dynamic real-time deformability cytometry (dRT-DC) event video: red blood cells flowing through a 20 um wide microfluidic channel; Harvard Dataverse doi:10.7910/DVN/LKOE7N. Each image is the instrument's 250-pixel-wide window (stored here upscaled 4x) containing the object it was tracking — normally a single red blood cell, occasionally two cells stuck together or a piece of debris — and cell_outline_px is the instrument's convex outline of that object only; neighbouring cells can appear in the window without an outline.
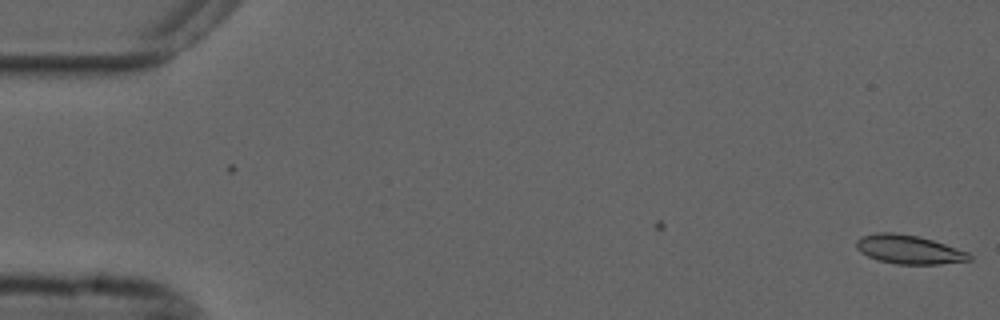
{"species": "common noctule bat (a hibernating species)", "species_latin": "Nyctalus noctula", "temperature_condition": "cold", "stored_images_in_passage": 10, "camera_frame_rate_fps": 3000, "um_per_image_px": 0.085, "animal": {"sex": "male", "forearm_length_mm": 52.5}, "frame": {"image": 1, "passage_image": 10, "time_ms": 3.0, "image_size_px": [1000, 320], "cell_outline_px": [[972, 260], [940, 264], [896, 264], [876, 260], [860, 252], [856, 248], [856, 240], [860, 236], [876, 232], [892, 232], [916, 236], [932, 240], [968, 252], [972, 256]], "centroid_in_image_um": [77.21, 21.21], "position_along_channel_um": 7.8, "area_um2": 19.02}}